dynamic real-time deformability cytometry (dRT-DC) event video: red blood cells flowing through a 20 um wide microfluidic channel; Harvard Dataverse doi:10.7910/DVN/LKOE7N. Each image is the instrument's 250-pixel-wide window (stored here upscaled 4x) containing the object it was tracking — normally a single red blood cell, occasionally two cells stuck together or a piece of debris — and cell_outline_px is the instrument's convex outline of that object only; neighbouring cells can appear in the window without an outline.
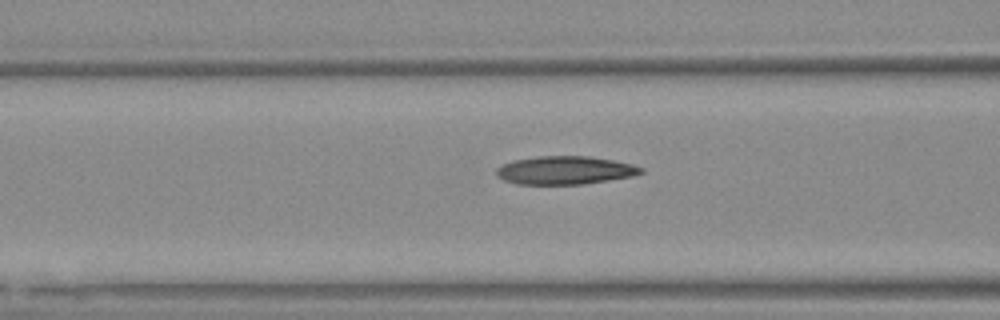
{"species": "Egyptian fruit bat (a non-hibernating species)", "species_latin": "Rousettus aegyptiacus", "temperature_condition": "warm", "stored_images_in_passage": 13, "camera_frame_rate_fps": 3000, "um_per_image_px": 0.085, "animal": {"sex": "female"}, "frame": {"image": 1, "passage_image": 11, "time_ms": 3.333, "image_size_px": [1000, 320], "cell_outline_px": [[644, 172], [632, 176], [584, 184], [516, 184], [504, 180], [496, 176], [496, 168], [500, 164], [512, 160], [540, 156], [588, 156], [612, 160], [632, 164], [644, 168]], "centroid_in_image_um": [47.98, 14.47], "position_along_channel_um": 118.6, "area_um2": 23.87}}